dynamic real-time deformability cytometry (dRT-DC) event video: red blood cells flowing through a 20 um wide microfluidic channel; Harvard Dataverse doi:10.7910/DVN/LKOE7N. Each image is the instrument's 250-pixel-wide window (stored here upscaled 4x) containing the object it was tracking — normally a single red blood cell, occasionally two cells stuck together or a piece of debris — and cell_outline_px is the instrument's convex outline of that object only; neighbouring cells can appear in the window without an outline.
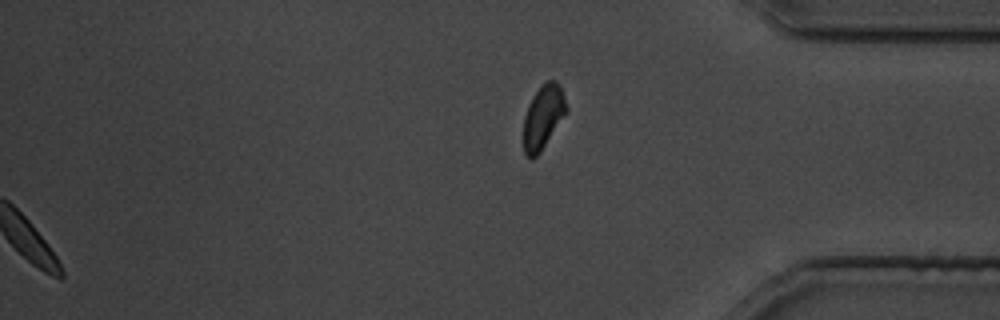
{"species": "common noctule bat (a hibernating species)", "species_latin": "Nyctalus noctula", "temperature_condition": "cold", "stored_images_in_passage": 27, "segment_of_instrument_passage": [2, 2], "camera_frame_rate_fps": 3000, "um_per_image_px": 0.085, "animal": {"sex": "male", "body_mass_g": 19.5, "forearm_length_mm": 54.6}, "frame": {"image": 1, "passage_image": 27, "time_ms": 31.333, "image_size_px": [1000, 320], "cell_outline_px": [[568, 108], [540, 152], [532, 160], [524, 152], [524, 116], [528, 104], [532, 96], [548, 80], [556, 80], [564, 96]], "centroid_in_image_um": [46.15, 9.94], "position_along_channel_um": 389.1, "area_um2": 15.43}}